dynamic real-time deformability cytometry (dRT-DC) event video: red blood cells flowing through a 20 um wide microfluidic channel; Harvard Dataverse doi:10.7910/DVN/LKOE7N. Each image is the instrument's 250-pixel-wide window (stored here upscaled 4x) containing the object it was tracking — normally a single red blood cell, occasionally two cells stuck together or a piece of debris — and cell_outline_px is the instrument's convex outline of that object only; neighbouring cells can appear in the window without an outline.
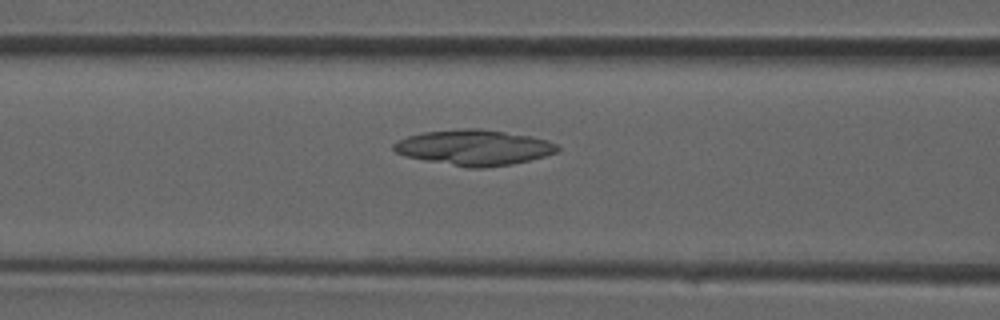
{"species": "common noctule bat (a hibernating species)", "species_latin": "Nyctalus noctula", "temperature_condition": "room temperature", "stored_images_in_passage": 26, "camera_frame_rate_fps": 3000, "um_per_image_px": 0.085, "animal": {"sex": "male", "forearm_length_mm": 52.5}, "frame": {"image": 1, "passage_image": 5, "time_ms": 1.333, "image_size_px": [1000, 320], "cell_outline_px": [[560, 148], [556, 152], [544, 156], [512, 164], [484, 168], [468, 168], [424, 160], [404, 156], [396, 152], [392, 148], [392, 144], [408, 136], [424, 132], [460, 128], [480, 128], [532, 136], [548, 140], [556, 144]], "centroid_in_image_um": [40.29, 12.54], "position_along_channel_um": 126.3, "area_um2": 33.93}}
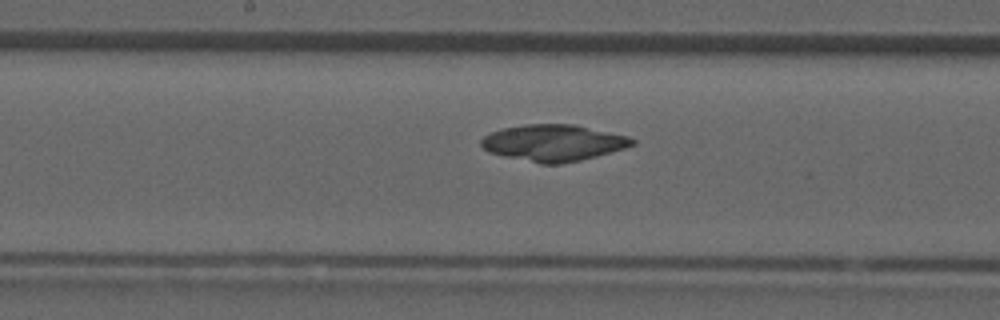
{"frame": {"image": 2, "passage_image": 9, "time_ms": 2.667, "image_size_px": [1000, 320], "cell_outline_px": [[636, 144], [624, 148], [596, 156], [580, 160], [560, 164], [540, 164], [504, 156], [488, 152], [480, 144], [480, 140], [484, 136], [492, 132], [504, 128], [524, 124], [572, 124], [628, 136], [636, 140]], "centroid_in_image_um": [47.03, 12.14], "position_along_channel_um": 201.2, "area_um2": 31.96}}
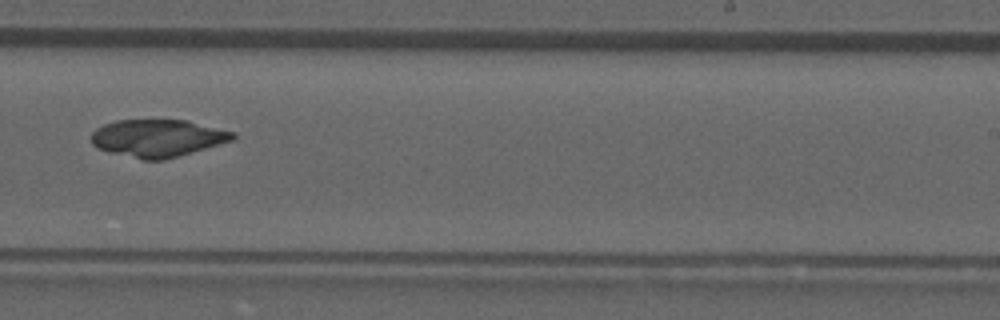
{"frame": {"image": 3, "passage_image": 13, "time_ms": 4.0, "image_size_px": [1000, 320], "cell_outline_px": [[236, 140], [164, 160], [144, 160], [108, 152], [96, 148], [92, 144], [92, 132], [96, 128], [104, 124], [116, 120], [188, 120], [236, 132]], "centroid_in_image_um": [13.43, 11.74], "position_along_channel_um": 275.6, "area_um2": 31.21}}